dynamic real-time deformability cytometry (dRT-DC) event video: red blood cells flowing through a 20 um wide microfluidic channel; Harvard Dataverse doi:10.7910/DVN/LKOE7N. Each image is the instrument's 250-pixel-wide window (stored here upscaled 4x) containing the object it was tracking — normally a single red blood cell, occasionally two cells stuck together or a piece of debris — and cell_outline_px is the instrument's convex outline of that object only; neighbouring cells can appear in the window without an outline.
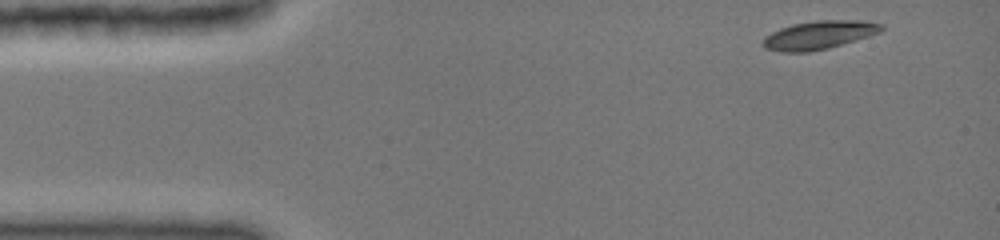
{"species": "common noctule bat (a hibernating species)", "species_latin": "Nyctalus noctula", "temperature_condition": "cold", "stored_images_in_passage": 38, "camera_frame_rate_fps": 3000, "um_per_image_px": 0.085, "animal": {"sex": "female", "body_mass_g": 19.0, "forearm_length_mm": 51.5}, "frame": {"image": 1, "passage_image": 1, "time_ms": 0.0, "image_size_px": [1000, 240], "cell_outline_px": [[884, 28], [880, 32], [868, 36], [828, 48], [804, 52], [784, 52], [764, 48], [764, 40], [772, 32], [780, 28], [792, 24], [816, 20], [864, 20], [884, 24]], "centroid_in_image_um": [69.66, 2.96], "position_along_channel_um": 15.3, "area_um2": 19.36}}
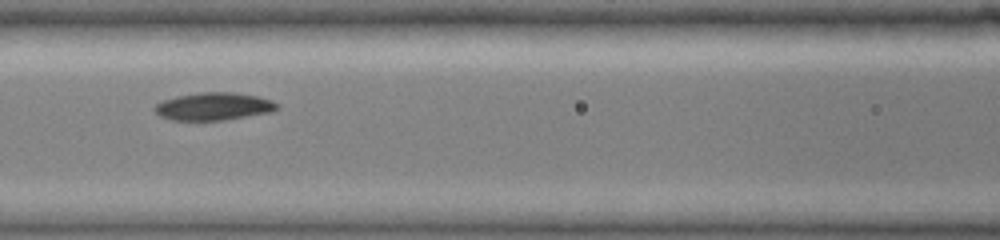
{"frame": {"image": 2, "passage_image": 16, "time_ms": 5.667, "image_size_px": [1000, 240], "cell_outline_px": [[280, 108], [268, 112], [224, 120], [172, 120], [160, 116], [152, 108], [156, 104], [164, 100], [176, 96], [200, 92], [232, 92], [256, 96], [272, 100]], "centroid_in_image_um": [18.12, 9.04], "position_along_channel_um": 148.5, "area_um2": 19.54}}
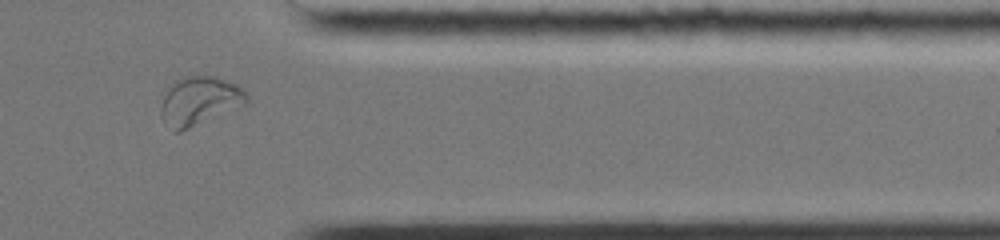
{"frame": {"image": 3, "passage_image": 33, "time_ms": 12.0, "image_size_px": [1000, 240], "cell_outline_px": [[248, 100], [244, 104], [180, 132], [172, 132], [160, 116], [160, 108], [164, 96], [172, 80], [180, 76], [212, 76], [236, 84], [248, 96]], "centroid_in_image_um": [16.87, 8.57], "position_along_channel_um": 394.5, "area_um2": 24.1}, "authors_computed_cell_mechanics": {"area_um2": 19.4497, "velocity_mm_per_s": 3.9273, "shape_relaxation_time_tau1_ms": 2.9416, "shape_relaxation_time_tau2_ms": null, "deformation_change_tau1": 0.118, "deformation_change_tau2": null}}